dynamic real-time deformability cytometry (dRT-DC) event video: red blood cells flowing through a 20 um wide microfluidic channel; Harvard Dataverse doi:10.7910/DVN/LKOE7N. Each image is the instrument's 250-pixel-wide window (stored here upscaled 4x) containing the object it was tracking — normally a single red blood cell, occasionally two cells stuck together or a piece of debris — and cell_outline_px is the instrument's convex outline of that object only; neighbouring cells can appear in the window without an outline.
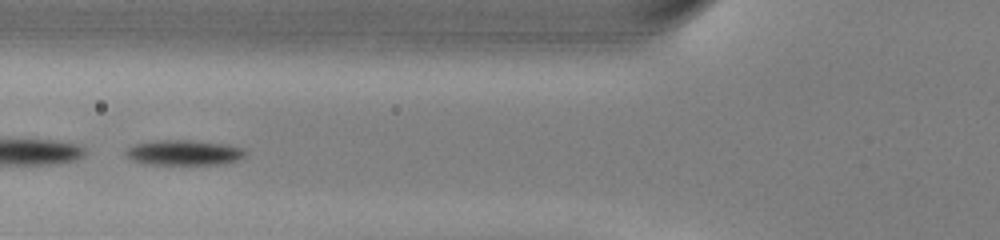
{"species": "common noctule bat (a hibernating species)", "species_latin": "Nyctalus noctula", "temperature_condition": "warm", "stored_images_in_passage": 44, "segment_of_instrument_passage": [2, 2], "camera_frame_rate_fps": 3000, "um_per_image_px": 0.085, "animal": {"sex": "male", "body_mass_g": 13.0, "forearm_length_mm": 53.1}, "frame": {"image": 1, "passage_image": 12, "time_ms": 3.667, "image_size_px": [1000, 240], "cell_outline_px": [[248, 152], [240, 160], [224, 164], [144, 164], [132, 160], [124, 152], [124, 148], [132, 144], [152, 140], [188, 140], [224, 144], [244, 148]], "centroid_in_image_um": [15.61, 12.97], "position_along_channel_um": 110.2, "area_um2": 17.86}}
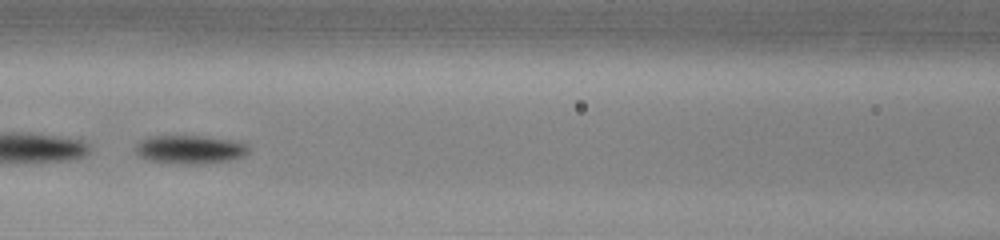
{"frame": {"image": 2, "passage_image": 15, "time_ms": 4.667, "image_size_px": [1000, 240], "cell_outline_px": [[248, 152], [244, 156], [232, 160], [204, 164], [180, 164], [144, 160], [136, 152], [136, 144], [140, 140], [148, 136], [200, 136], [232, 140], [248, 144]], "centroid_in_image_um": [16.13, 12.72], "position_along_channel_um": 150.5, "area_um2": 19.02}}
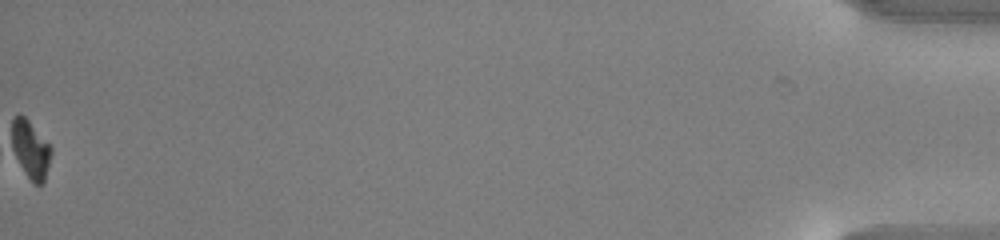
{"frame": {"image": 3, "passage_image": 44, "time_ms": 14.333, "image_size_px": [1000, 240], "cell_outline_px": [[52, 152], [44, 180], [40, 184], [32, 184], [20, 164], [12, 148], [12, 120], [16, 116], [24, 116], [28, 120], [52, 148]], "centroid_in_image_um": [2.6, 12.71], "position_along_channel_um": 432.6, "area_um2": 12.83}}